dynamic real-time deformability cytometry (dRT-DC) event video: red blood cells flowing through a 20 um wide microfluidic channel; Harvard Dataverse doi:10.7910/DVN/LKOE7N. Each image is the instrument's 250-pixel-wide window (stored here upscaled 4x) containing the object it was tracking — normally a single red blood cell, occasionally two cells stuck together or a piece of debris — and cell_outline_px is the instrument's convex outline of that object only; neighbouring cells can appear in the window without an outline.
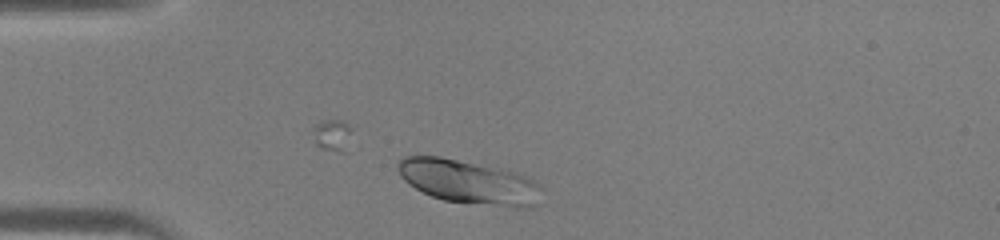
{"species": "human", "species_latin": "Homo sapiens", "temperature_condition": "warm", "stored_images_in_passage": 16, "camera_frame_rate_fps": 3000, "um_per_image_px": 0.085, "donor": {"sex": "male"}, "frame": {"image": 1, "passage_image": 1, "time_ms": 0.0, "image_size_px": [1000, 240], "cell_outline_px": [[540, 188], [532, 208], [516, 208], [444, 200], [432, 196], [408, 184], [400, 176], [396, 168], [396, 164], [404, 156], [440, 156], [504, 168], [528, 176]], "centroid_in_image_um": [39.8, 15.44], "position_along_channel_um": 45.2, "area_um2": 36.76}}
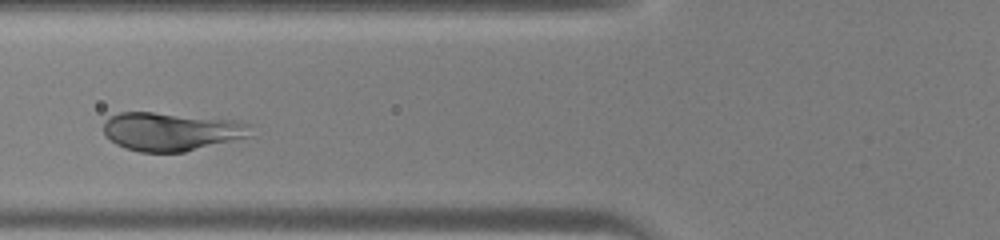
{"frame": {"image": 2, "passage_image": 7, "time_ms": 2.0, "image_size_px": [1000, 240], "cell_outline_px": [[252, 136], [184, 152], [140, 152], [124, 148], [116, 144], [104, 132], [104, 120], [108, 116], [120, 112], [152, 112], [240, 120], [252, 124]], "centroid_in_image_um": [14.61, 11.17], "position_along_channel_um": 111.2, "area_um2": 33.29}}
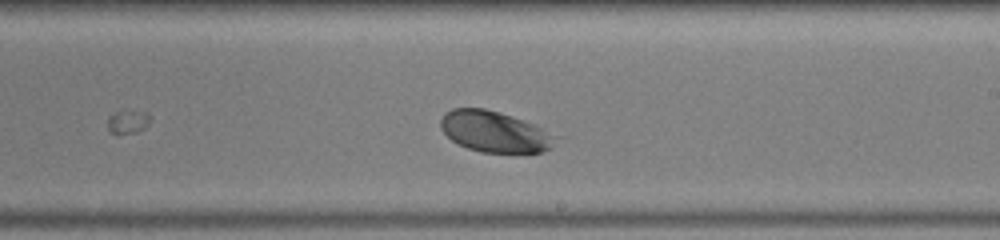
{"frame": {"image": 3, "passage_image": 16, "time_ms": 5.0, "image_size_px": [1000, 240], "cell_outline_px": [[568, 136], [552, 148], [540, 152], [480, 152], [468, 148], [452, 140], [440, 128], [440, 120], [444, 112], [452, 108], [484, 108], [500, 112], [512, 116]], "centroid_in_image_um": [42.2, 11.19], "position_along_channel_um": 246.8, "area_um2": 28.32}}